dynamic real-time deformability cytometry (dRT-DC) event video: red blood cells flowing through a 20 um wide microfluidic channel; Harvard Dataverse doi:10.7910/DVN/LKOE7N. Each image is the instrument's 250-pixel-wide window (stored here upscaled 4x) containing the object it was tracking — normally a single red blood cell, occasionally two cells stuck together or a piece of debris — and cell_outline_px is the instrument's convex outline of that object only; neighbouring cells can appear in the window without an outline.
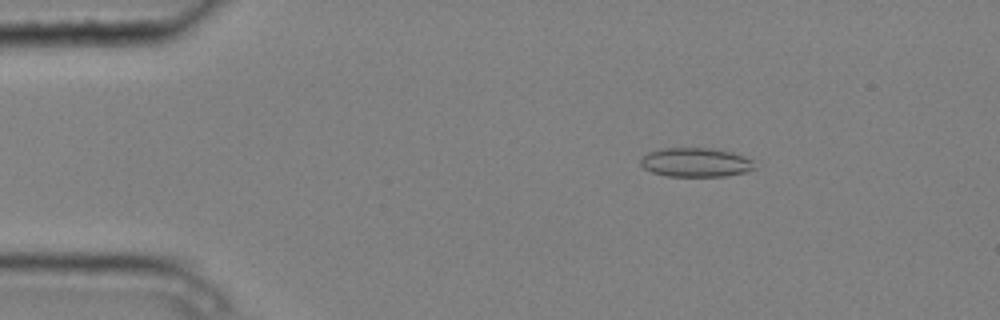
{"species": "common noctule bat (a hibernating species)", "species_latin": "Nyctalus noctula", "temperature_condition": "cold", "stored_images_in_passage": 6, "camera_frame_rate_fps": 3000, "um_per_image_px": 0.085, "animal": {"sex": "male", "body_mass_g": 20.4}, "frame": {"image": 1, "passage_image": 3, "time_ms": 0.667, "image_size_px": [1000, 320], "cell_outline_px": [[752, 168], [748, 172], [724, 176], [668, 176], [652, 172], [644, 168], [640, 164], [640, 160], [648, 152], [660, 148], [712, 148], [732, 152], [744, 156], [752, 160]], "centroid_in_image_um": [59.11, 13.79], "position_along_channel_um": 25.9, "area_um2": 19.25}}
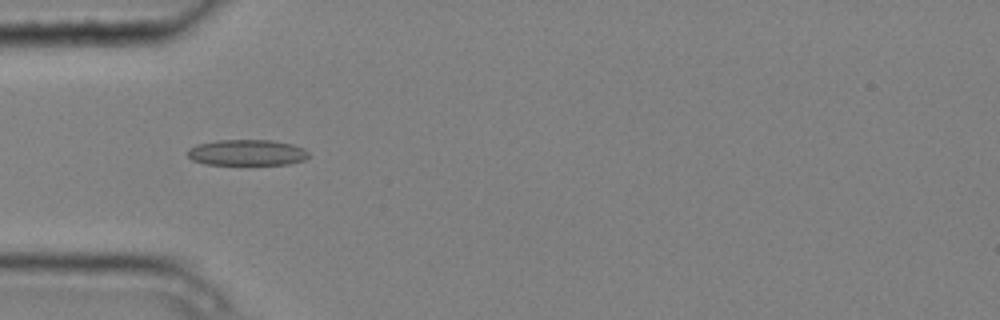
{"frame": {"image": 2, "passage_image": 5, "time_ms": 1.333, "image_size_px": [1000, 320], "cell_outline_px": [[308, 156], [304, 160], [288, 164], [204, 164], [192, 160], [188, 156], [188, 148], [196, 144], [220, 140], [272, 140], [292, 144], [304, 148], [308, 152]], "centroid_in_image_um": [20.98, 12.96], "position_along_channel_um": 64.0, "area_um2": 18.26}}
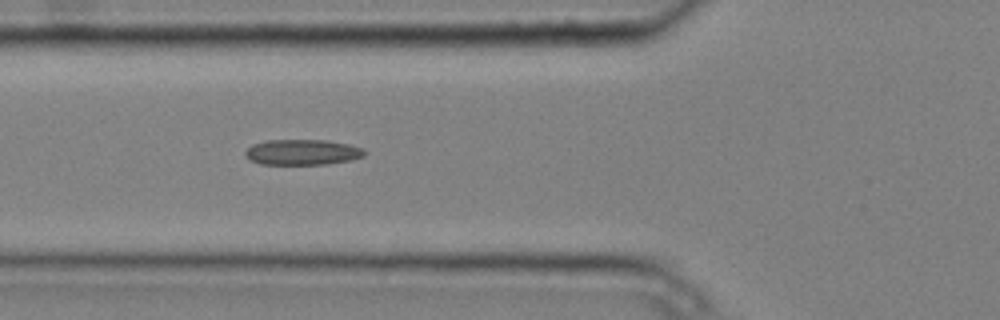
{"frame": {"image": 3, "passage_image": 6, "time_ms": 1.667, "image_size_px": [1000, 320], "cell_outline_px": [[364, 156], [352, 160], [328, 164], [260, 164], [248, 160], [244, 156], [244, 152], [252, 144], [268, 140], [328, 140], [348, 144], [360, 148], [364, 152]], "centroid_in_image_um": [25.65, 12.94], "position_along_channel_um": 100.2, "area_um2": 17.8}}